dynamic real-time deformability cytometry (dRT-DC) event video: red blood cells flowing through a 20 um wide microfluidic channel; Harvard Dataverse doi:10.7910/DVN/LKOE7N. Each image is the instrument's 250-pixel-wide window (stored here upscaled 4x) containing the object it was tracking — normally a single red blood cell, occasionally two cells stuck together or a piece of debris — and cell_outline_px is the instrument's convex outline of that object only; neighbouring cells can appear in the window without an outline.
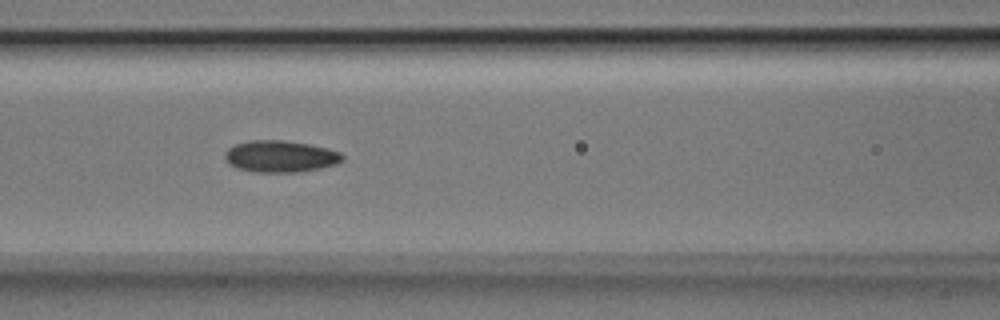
{"species": "Egyptian fruit bat (a non-hibernating species)", "species_latin": "Rousettus aegyptiacus", "temperature_condition": "room temperature", "stored_images_in_passage": 7, "camera_frame_rate_fps": 3000, "um_per_image_px": 0.085, "animal": {"sex": "male"}, "frame": {"image": 1, "passage_image": 6, "time_ms": 1.667, "image_size_px": [1000, 320], "cell_outline_px": [[344, 160], [336, 164], [320, 168], [300, 172], [252, 172], [236, 168], [228, 164], [224, 156], [224, 152], [228, 148], [236, 144], [248, 140], [284, 140], [312, 144], [328, 148], [340, 152], [344, 156]], "centroid_in_image_um": [23.83, 13.29], "position_along_channel_um": 142.8, "area_um2": 22.08}}
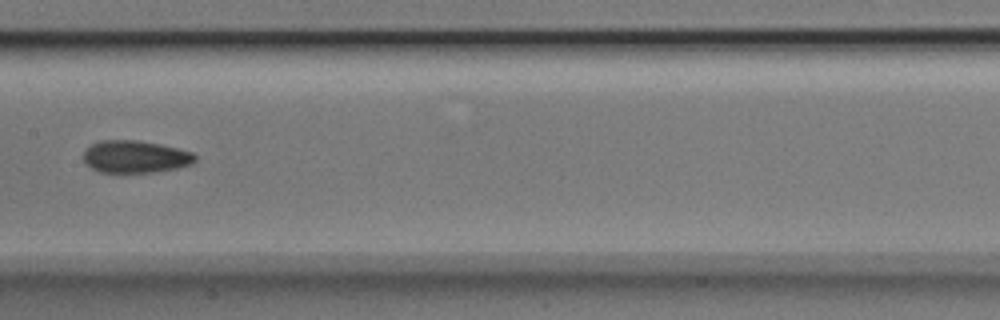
{"frame": {"image": 2, "passage_image": 7, "time_ms": 2.0, "image_size_px": [1000, 320], "cell_outline_px": [[196, 160], [192, 164], [180, 168], [152, 172], [100, 172], [92, 168], [84, 160], [84, 152], [92, 144], [100, 140], [136, 140], [160, 144], [192, 152], [196, 156]], "centroid_in_image_um": [11.53, 13.32], "position_along_channel_um": 195.9, "area_um2": 20.92}}